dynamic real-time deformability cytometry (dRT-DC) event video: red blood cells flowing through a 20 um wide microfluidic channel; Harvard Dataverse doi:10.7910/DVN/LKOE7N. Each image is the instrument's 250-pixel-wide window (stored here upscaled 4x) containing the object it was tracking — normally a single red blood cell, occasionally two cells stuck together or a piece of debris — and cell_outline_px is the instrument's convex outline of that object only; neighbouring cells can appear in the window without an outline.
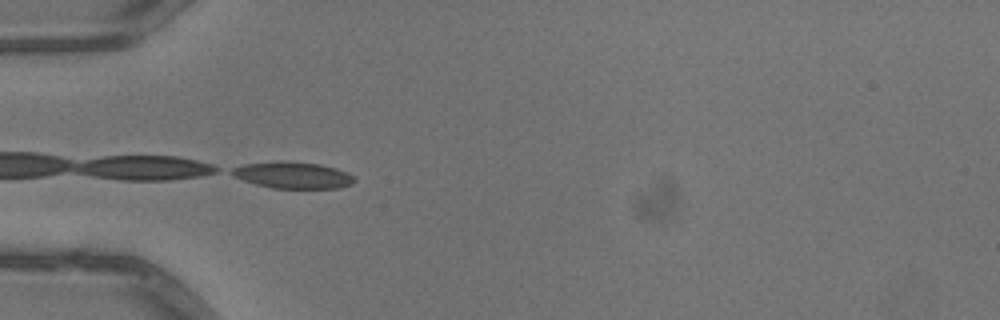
{"species": "common noctule bat (a hibernating species)", "species_latin": "Nyctalus noctula", "temperature_condition": "warm", "stored_images_in_passage": 5, "camera_frame_rate_fps": 3000, "um_per_image_px": 0.085, "animal": {"sex": "male", "body_mass_g": 13.3}, "frame": {"image": 1, "passage_image": 5, "time_ms": 1.333, "image_size_px": [1000, 320], "cell_outline_px": [[356, 180], [352, 184], [340, 188], [272, 188], [256, 184], [244, 180], [228, 172], [232, 168], [244, 164], [280, 160], [320, 164], [336, 168], [352, 176]], "centroid_in_image_um": [24.88, 14.88], "position_along_channel_um": 60.1, "area_um2": 18.9}}